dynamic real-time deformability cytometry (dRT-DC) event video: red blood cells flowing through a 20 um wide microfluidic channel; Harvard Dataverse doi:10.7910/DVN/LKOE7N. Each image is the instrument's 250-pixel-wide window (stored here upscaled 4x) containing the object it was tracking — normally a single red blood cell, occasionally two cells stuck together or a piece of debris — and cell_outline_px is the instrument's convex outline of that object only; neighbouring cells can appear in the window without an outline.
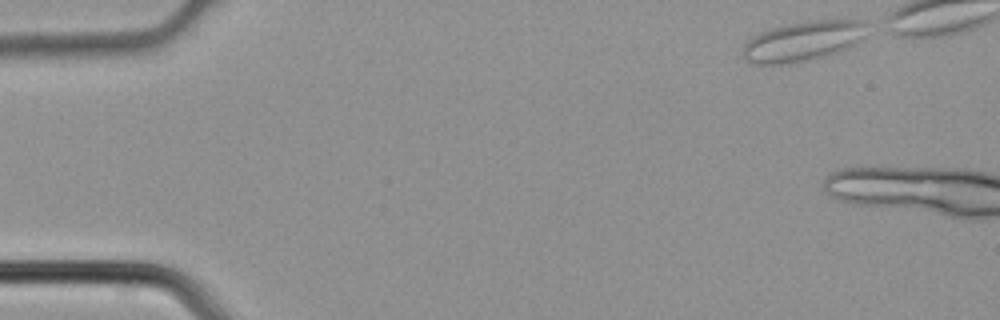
{"species": "common noctule bat (a hibernating species)", "species_latin": "Nyctalus noctula", "temperature_condition": "cold", "stored_images_in_passage": 4, "camera_frame_rate_fps": 3000, "um_per_image_px": 0.085, "animal": {"sex": "male", "body_mass_g": 21.5, "forearm_length_mm": 52.0}, "frame": {"image": 1, "passage_image": 1, "time_ms": 0.0, "image_size_px": [1000, 320], "cell_outline_px": [[868, 20], [864, 36], [860, 40], [844, 48], [808, 60], [788, 64], [752, 64], [744, 60], [744, 44], [752, 36], [760, 32], [772, 28], [804, 20]], "centroid_in_image_um": [68.21, 3.48], "position_along_channel_um": 16.8, "area_um2": 28.55}}